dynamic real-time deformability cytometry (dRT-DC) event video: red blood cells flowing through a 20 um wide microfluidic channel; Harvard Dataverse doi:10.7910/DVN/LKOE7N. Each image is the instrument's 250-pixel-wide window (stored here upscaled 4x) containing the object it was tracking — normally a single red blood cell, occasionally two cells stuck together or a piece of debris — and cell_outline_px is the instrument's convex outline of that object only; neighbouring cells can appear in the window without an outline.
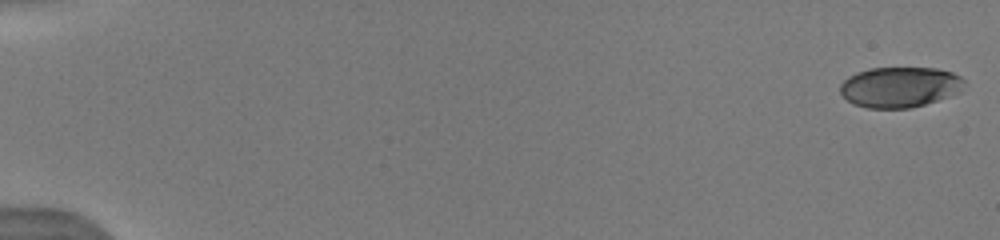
{"species": "human", "species_latin": "Homo sapiens", "temperature_condition": "warm", "stored_images_in_passage": 89, "camera_frame_rate_fps": 3000, "um_per_image_px": 0.085, "donor": {"sex": "male"}, "frame": {"image": 1, "passage_image": 1, "time_ms": 0.0, "image_size_px": [1000, 240], "cell_outline_px": [[964, 80], [960, 92], [912, 108], [868, 108], [852, 104], [840, 92], [840, 84], [848, 76], [856, 72], [868, 68], [936, 68], [952, 72], [960, 76]], "centroid_in_image_um": [76.45, 7.39], "position_along_channel_um": 8.6, "area_um2": 29.25}}
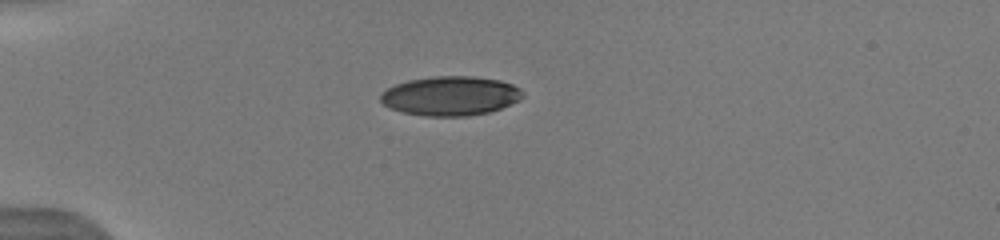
{"frame": {"image": 2, "passage_image": 31, "time_ms": 4.667, "image_size_px": [1000, 240], "cell_outline_px": [[524, 96], [520, 100], [500, 108], [488, 112], [468, 116], [424, 116], [404, 112], [388, 108], [380, 100], [380, 92], [396, 84], [408, 80], [432, 76], [472, 76], [500, 80], [512, 84], [520, 88], [524, 92]], "centroid_in_image_um": [38.29, 8.14], "position_along_channel_um": 46.7, "area_um2": 32.71}}
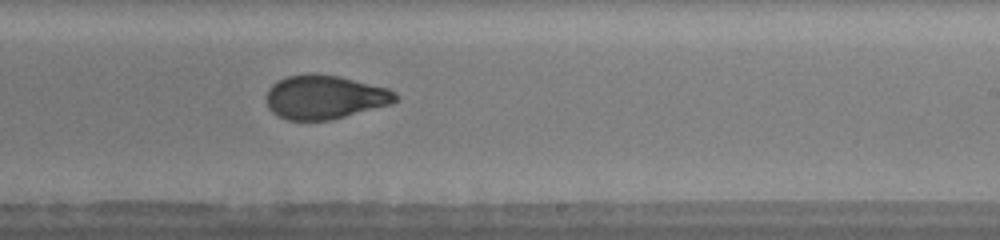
{"frame": {"image": 3, "passage_image": 64, "time_ms": 10.667, "image_size_px": [1000, 240], "cell_outline_px": [[400, 96], [392, 104], [332, 120], [288, 120], [276, 116], [268, 108], [268, 88], [272, 84], [288, 76], [308, 72], [316, 72], [340, 76], [388, 88], [396, 92]], "centroid_in_image_um": [27.63, 8.24], "position_along_channel_um": 261.4, "area_um2": 33.41}, "authors_computed_cell_mechanics": {"area_um2": 32.946, "velocity_mm_per_s": 4.1177, "shape_relaxation_time_tau1_ms": 6.061, "shape_relaxation_time_tau2_ms": 1.1023, "deformation_change_tau1": 0.2237, "deformation_change_tau2": 0.0661}}